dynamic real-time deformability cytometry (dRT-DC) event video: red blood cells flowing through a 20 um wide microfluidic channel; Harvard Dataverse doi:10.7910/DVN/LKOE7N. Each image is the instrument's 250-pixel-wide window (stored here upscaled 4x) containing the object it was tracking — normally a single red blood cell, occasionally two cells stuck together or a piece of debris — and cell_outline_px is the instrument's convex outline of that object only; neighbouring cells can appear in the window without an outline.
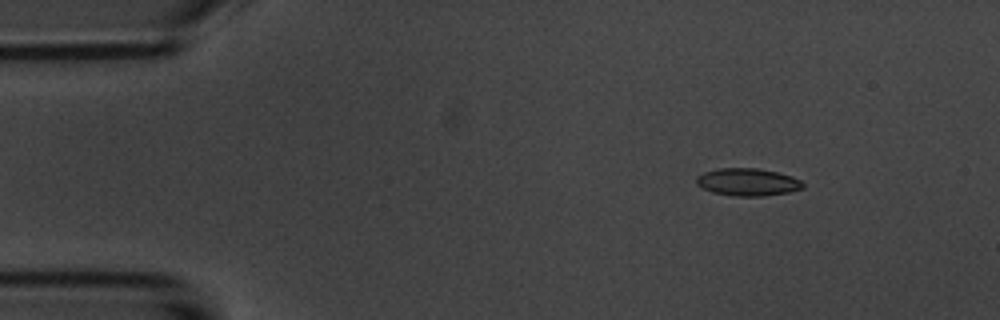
{"species": "common noctule bat (a hibernating species)", "species_latin": "Nyctalus noctula", "temperature_condition": "room temperature", "stored_images_in_passage": 3, "camera_frame_rate_fps": 3000, "um_per_image_px": 0.085, "animal": {"sex": "male", "body_mass_g": 20.1, "forearm_length_mm": 53.5}, "frame": {"image": 1, "passage_image": 1, "time_ms": 0.0, "image_size_px": [1000, 320], "cell_outline_px": [[804, 188], [788, 192], [764, 196], [732, 196], [712, 192], [696, 184], [696, 176], [704, 172], [720, 168], [756, 168], [776, 172], [792, 176], [800, 180], [804, 184]], "centroid_in_image_um": [63.55, 15.48], "position_along_channel_um": 21.5, "area_um2": 17.05}}